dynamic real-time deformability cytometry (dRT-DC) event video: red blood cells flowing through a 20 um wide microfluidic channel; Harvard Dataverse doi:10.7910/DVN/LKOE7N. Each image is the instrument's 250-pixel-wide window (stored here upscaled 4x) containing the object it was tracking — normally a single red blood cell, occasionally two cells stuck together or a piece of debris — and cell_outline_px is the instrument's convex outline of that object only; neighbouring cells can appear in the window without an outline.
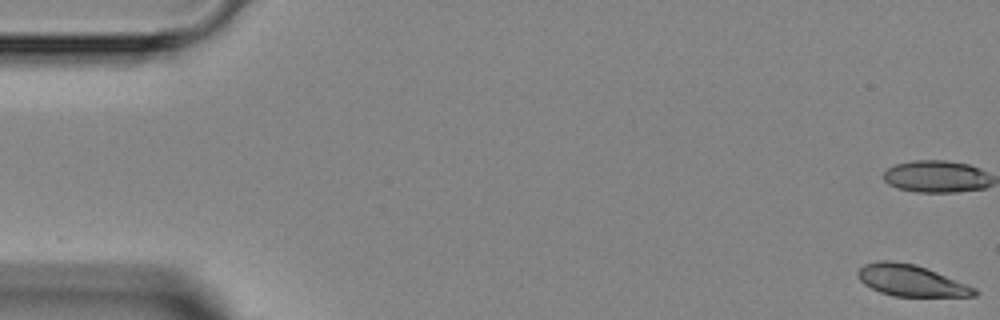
{"species": "Egyptian fruit bat (a non-hibernating species)", "species_latin": "Rousettus aegyptiacus", "temperature_condition": "room temperature", "stored_images_in_passage": 5, "camera_frame_rate_fps": 3000, "um_per_image_px": 0.085, "animal": {"sex": "female"}, "frame": {"image": 1, "passage_image": 1, "time_ms": 0.0, "image_size_px": [1000, 320], "cell_outline_px": [[980, 292], [976, 296], [896, 296], [880, 292], [864, 284], [856, 276], [856, 272], [864, 264], [880, 260], [892, 260], [916, 264], [976, 288]], "centroid_in_image_um": [77.41, 23.83], "position_along_channel_um": 7.6, "area_um2": 21.27}}